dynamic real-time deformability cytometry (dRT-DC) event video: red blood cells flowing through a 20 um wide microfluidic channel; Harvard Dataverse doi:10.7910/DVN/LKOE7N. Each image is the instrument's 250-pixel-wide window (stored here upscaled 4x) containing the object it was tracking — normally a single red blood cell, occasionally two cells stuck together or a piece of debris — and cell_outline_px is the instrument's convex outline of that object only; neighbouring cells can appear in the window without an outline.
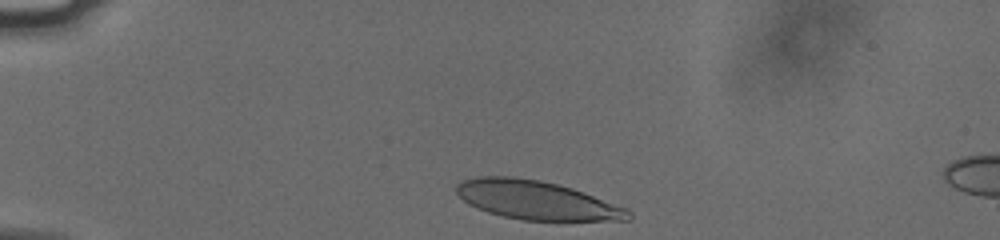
{"species": "human", "species_latin": "Homo sapiens", "temperature_condition": "cold", "stored_images_in_passage": 6, "camera_frame_rate_fps": 3000, "um_per_image_px": 0.085, "donor": {"sex": "male"}, "frame": {"image": 1, "passage_image": 1, "time_ms": 0.0, "image_size_px": [1000, 240], "cell_outline_px": [[632, 220], [520, 220], [488, 212], [468, 204], [456, 192], [456, 184], [460, 180], [476, 176], [512, 176], [540, 180], [572, 188], [628, 208], [632, 212]], "centroid_in_image_um": [45.6, 17.0], "position_along_channel_um": 39.4, "area_um2": 38.84}}